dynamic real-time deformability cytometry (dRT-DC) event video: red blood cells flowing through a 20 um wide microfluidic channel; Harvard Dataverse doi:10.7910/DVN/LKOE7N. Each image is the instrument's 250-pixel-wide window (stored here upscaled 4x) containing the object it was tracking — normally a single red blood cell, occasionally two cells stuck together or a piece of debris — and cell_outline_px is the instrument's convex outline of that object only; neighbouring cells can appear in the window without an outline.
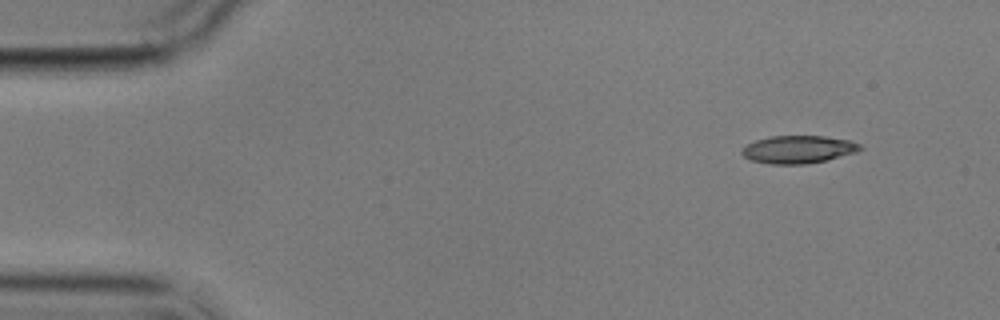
{"species": "common noctule bat (a hibernating species)", "species_latin": "Nyctalus noctula", "temperature_condition": "cold", "stored_images_in_passage": 4, "camera_frame_rate_fps": 3000, "um_per_image_px": 0.085, "animal": {"sex": "male", "body_mass_g": 17.9}, "frame": {"image": 1, "passage_image": 1, "time_ms": 0.0, "image_size_px": [1000, 320], "cell_outline_px": [[864, 148], [856, 152], [828, 160], [804, 164], [768, 164], [752, 160], [744, 156], [740, 152], [748, 144], [756, 140], [768, 136], [824, 136], [848, 140], [860, 144]], "centroid_in_image_um": [67.87, 12.7], "position_along_channel_um": 17.1, "area_um2": 19.07}}
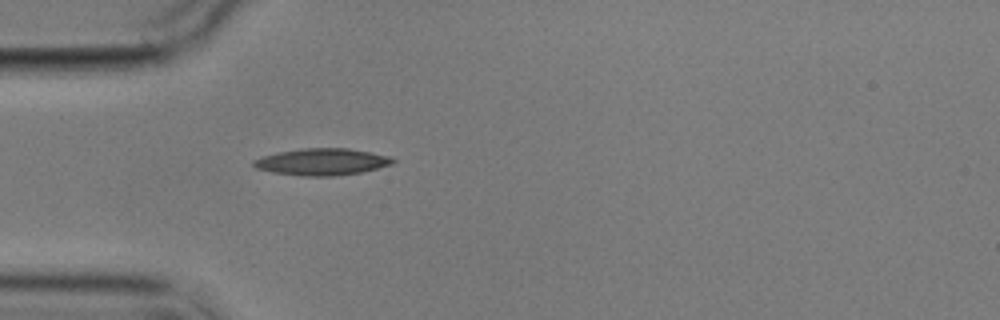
{"frame": {"image": 2, "passage_image": 4, "time_ms": 3.667, "image_size_px": [1000, 320], "cell_outline_px": [[396, 160], [392, 164], [360, 172], [336, 176], [304, 176], [272, 172], [256, 168], [252, 164], [252, 160], [260, 156], [276, 152], [300, 148], [348, 148], [392, 156]], "centroid_in_image_um": [27.33, 13.74], "position_along_channel_um": 57.7, "area_um2": 21.91}}